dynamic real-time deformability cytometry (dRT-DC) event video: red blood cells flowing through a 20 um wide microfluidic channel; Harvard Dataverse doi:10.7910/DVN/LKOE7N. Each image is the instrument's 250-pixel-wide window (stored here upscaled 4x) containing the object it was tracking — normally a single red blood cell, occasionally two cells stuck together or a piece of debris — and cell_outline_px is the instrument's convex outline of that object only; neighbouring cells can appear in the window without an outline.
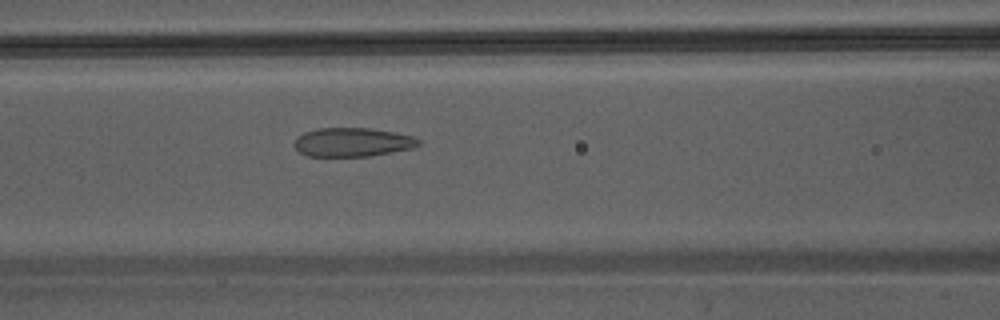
{"species": "Egyptian fruit bat (a non-hibernating species)", "species_latin": "Rousettus aegyptiacus", "temperature_condition": "warm", "stored_images_in_passage": 3, "camera_frame_rate_fps": 3000, "um_per_image_px": 0.085, "animal": {"sex": "male"}, "frame": {"image": 1, "passage_image": 3, "time_ms": 0.667, "image_size_px": [1000, 320], "cell_outline_px": [[420, 144], [412, 148], [368, 156], [308, 156], [300, 152], [292, 144], [296, 136], [304, 132], [316, 128], [368, 128], [416, 136], [420, 140]], "centroid_in_image_um": [29.92, 12.08], "position_along_channel_um": 136.7, "area_um2": 20.92}}